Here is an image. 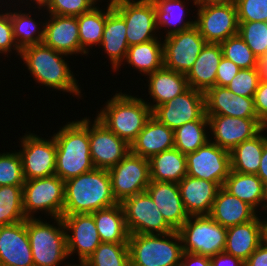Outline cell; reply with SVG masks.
<instances>
[{
  "instance_id": "obj_26",
  "label": "cell",
  "mask_w": 267,
  "mask_h": 266,
  "mask_svg": "<svg viewBox=\"0 0 267 266\" xmlns=\"http://www.w3.org/2000/svg\"><path fill=\"white\" fill-rule=\"evenodd\" d=\"M99 47H102L111 61V68L116 72L122 66L129 48L126 37L124 18L108 2V16L103 30V37Z\"/></svg>"
},
{
  "instance_id": "obj_22",
  "label": "cell",
  "mask_w": 267,
  "mask_h": 266,
  "mask_svg": "<svg viewBox=\"0 0 267 266\" xmlns=\"http://www.w3.org/2000/svg\"><path fill=\"white\" fill-rule=\"evenodd\" d=\"M206 115L258 118L254 97L236 95L227 87L214 86L205 93Z\"/></svg>"
},
{
  "instance_id": "obj_2",
  "label": "cell",
  "mask_w": 267,
  "mask_h": 266,
  "mask_svg": "<svg viewBox=\"0 0 267 266\" xmlns=\"http://www.w3.org/2000/svg\"><path fill=\"white\" fill-rule=\"evenodd\" d=\"M109 171L94 168L65 181L62 215L93 213L116 205Z\"/></svg>"
},
{
  "instance_id": "obj_5",
  "label": "cell",
  "mask_w": 267,
  "mask_h": 266,
  "mask_svg": "<svg viewBox=\"0 0 267 266\" xmlns=\"http://www.w3.org/2000/svg\"><path fill=\"white\" fill-rule=\"evenodd\" d=\"M130 266H180L182 242L177 230L166 234H132L128 240Z\"/></svg>"
},
{
  "instance_id": "obj_17",
  "label": "cell",
  "mask_w": 267,
  "mask_h": 266,
  "mask_svg": "<svg viewBox=\"0 0 267 266\" xmlns=\"http://www.w3.org/2000/svg\"><path fill=\"white\" fill-rule=\"evenodd\" d=\"M210 141L231 151L243 141L249 140L266 127L258 118H241L225 115H207ZM213 139V140H212Z\"/></svg>"
},
{
  "instance_id": "obj_7",
  "label": "cell",
  "mask_w": 267,
  "mask_h": 266,
  "mask_svg": "<svg viewBox=\"0 0 267 266\" xmlns=\"http://www.w3.org/2000/svg\"><path fill=\"white\" fill-rule=\"evenodd\" d=\"M177 232L183 252L212 257L225 250L227 228L209 215L189 216Z\"/></svg>"
},
{
  "instance_id": "obj_23",
  "label": "cell",
  "mask_w": 267,
  "mask_h": 266,
  "mask_svg": "<svg viewBox=\"0 0 267 266\" xmlns=\"http://www.w3.org/2000/svg\"><path fill=\"white\" fill-rule=\"evenodd\" d=\"M146 192L174 230H178L188 219L177 183L150 181Z\"/></svg>"
},
{
  "instance_id": "obj_20",
  "label": "cell",
  "mask_w": 267,
  "mask_h": 266,
  "mask_svg": "<svg viewBox=\"0 0 267 266\" xmlns=\"http://www.w3.org/2000/svg\"><path fill=\"white\" fill-rule=\"evenodd\" d=\"M0 266H34L26 220L0 226Z\"/></svg>"
},
{
  "instance_id": "obj_53",
  "label": "cell",
  "mask_w": 267,
  "mask_h": 266,
  "mask_svg": "<svg viewBox=\"0 0 267 266\" xmlns=\"http://www.w3.org/2000/svg\"><path fill=\"white\" fill-rule=\"evenodd\" d=\"M180 266H211L210 257L183 252Z\"/></svg>"
},
{
  "instance_id": "obj_55",
  "label": "cell",
  "mask_w": 267,
  "mask_h": 266,
  "mask_svg": "<svg viewBox=\"0 0 267 266\" xmlns=\"http://www.w3.org/2000/svg\"><path fill=\"white\" fill-rule=\"evenodd\" d=\"M235 0H194L195 6H204L207 4L231 3Z\"/></svg>"
},
{
  "instance_id": "obj_37",
  "label": "cell",
  "mask_w": 267,
  "mask_h": 266,
  "mask_svg": "<svg viewBox=\"0 0 267 266\" xmlns=\"http://www.w3.org/2000/svg\"><path fill=\"white\" fill-rule=\"evenodd\" d=\"M107 16L108 4L106 11L95 6L91 11L77 16L80 54L88 55L92 46H100Z\"/></svg>"
},
{
  "instance_id": "obj_44",
  "label": "cell",
  "mask_w": 267,
  "mask_h": 266,
  "mask_svg": "<svg viewBox=\"0 0 267 266\" xmlns=\"http://www.w3.org/2000/svg\"><path fill=\"white\" fill-rule=\"evenodd\" d=\"M96 4L98 0H44L42 4H34V9H44L47 14L59 16H79L91 11Z\"/></svg>"
},
{
  "instance_id": "obj_61",
  "label": "cell",
  "mask_w": 267,
  "mask_h": 266,
  "mask_svg": "<svg viewBox=\"0 0 267 266\" xmlns=\"http://www.w3.org/2000/svg\"><path fill=\"white\" fill-rule=\"evenodd\" d=\"M99 2L101 1V0H98ZM109 1V3H113V2H115V1H119V0H108Z\"/></svg>"
},
{
  "instance_id": "obj_52",
  "label": "cell",
  "mask_w": 267,
  "mask_h": 266,
  "mask_svg": "<svg viewBox=\"0 0 267 266\" xmlns=\"http://www.w3.org/2000/svg\"><path fill=\"white\" fill-rule=\"evenodd\" d=\"M211 266H244V262L225 251L210 257Z\"/></svg>"
},
{
  "instance_id": "obj_10",
  "label": "cell",
  "mask_w": 267,
  "mask_h": 266,
  "mask_svg": "<svg viewBox=\"0 0 267 266\" xmlns=\"http://www.w3.org/2000/svg\"><path fill=\"white\" fill-rule=\"evenodd\" d=\"M121 205L130 235L166 234L174 231L146 191L124 199Z\"/></svg>"
},
{
  "instance_id": "obj_30",
  "label": "cell",
  "mask_w": 267,
  "mask_h": 266,
  "mask_svg": "<svg viewBox=\"0 0 267 266\" xmlns=\"http://www.w3.org/2000/svg\"><path fill=\"white\" fill-rule=\"evenodd\" d=\"M223 52L220 43H206L186 74L188 86L206 92L215 86L217 69Z\"/></svg>"
},
{
  "instance_id": "obj_32",
  "label": "cell",
  "mask_w": 267,
  "mask_h": 266,
  "mask_svg": "<svg viewBox=\"0 0 267 266\" xmlns=\"http://www.w3.org/2000/svg\"><path fill=\"white\" fill-rule=\"evenodd\" d=\"M148 160L151 181L178 184L187 175L186 155L176 148L158 153Z\"/></svg>"
},
{
  "instance_id": "obj_9",
  "label": "cell",
  "mask_w": 267,
  "mask_h": 266,
  "mask_svg": "<svg viewBox=\"0 0 267 266\" xmlns=\"http://www.w3.org/2000/svg\"><path fill=\"white\" fill-rule=\"evenodd\" d=\"M112 6L125 20L129 47L159 38L153 0H119Z\"/></svg>"
},
{
  "instance_id": "obj_29",
  "label": "cell",
  "mask_w": 267,
  "mask_h": 266,
  "mask_svg": "<svg viewBox=\"0 0 267 266\" xmlns=\"http://www.w3.org/2000/svg\"><path fill=\"white\" fill-rule=\"evenodd\" d=\"M148 94L152 102H146L153 111L167 101L185 92L189 86L185 74L170 70L164 66L148 74ZM155 103V104H154Z\"/></svg>"
},
{
  "instance_id": "obj_46",
  "label": "cell",
  "mask_w": 267,
  "mask_h": 266,
  "mask_svg": "<svg viewBox=\"0 0 267 266\" xmlns=\"http://www.w3.org/2000/svg\"><path fill=\"white\" fill-rule=\"evenodd\" d=\"M261 80L260 68L240 69L227 88L244 97H254Z\"/></svg>"
},
{
  "instance_id": "obj_12",
  "label": "cell",
  "mask_w": 267,
  "mask_h": 266,
  "mask_svg": "<svg viewBox=\"0 0 267 266\" xmlns=\"http://www.w3.org/2000/svg\"><path fill=\"white\" fill-rule=\"evenodd\" d=\"M108 171L112 193L118 203L145 192L151 181L149 160L131 152Z\"/></svg>"
},
{
  "instance_id": "obj_4",
  "label": "cell",
  "mask_w": 267,
  "mask_h": 266,
  "mask_svg": "<svg viewBox=\"0 0 267 266\" xmlns=\"http://www.w3.org/2000/svg\"><path fill=\"white\" fill-rule=\"evenodd\" d=\"M98 112L96 118L129 145L152 116L146 100L121 91L107 100Z\"/></svg>"
},
{
  "instance_id": "obj_42",
  "label": "cell",
  "mask_w": 267,
  "mask_h": 266,
  "mask_svg": "<svg viewBox=\"0 0 267 266\" xmlns=\"http://www.w3.org/2000/svg\"><path fill=\"white\" fill-rule=\"evenodd\" d=\"M223 57L241 69L259 68V58L247 46L239 34L220 43Z\"/></svg>"
},
{
  "instance_id": "obj_58",
  "label": "cell",
  "mask_w": 267,
  "mask_h": 266,
  "mask_svg": "<svg viewBox=\"0 0 267 266\" xmlns=\"http://www.w3.org/2000/svg\"><path fill=\"white\" fill-rule=\"evenodd\" d=\"M260 209L264 210L265 212L267 211V188H265L264 201H263V205ZM265 214H267V212Z\"/></svg>"
},
{
  "instance_id": "obj_49",
  "label": "cell",
  "mask_w": 267,
  "mask_h": 266,
  "mask_svg": "<svg viewBox=\"0 0 267 266\" xmlns=\"http://www.w3.org/2000/svg\"><path fill=\"white\" fill-rule=\"evenodd\" d=\"M240 69L231 60L222 57L217 69L215 86L227 87Z\"/></svg>"
},
{
  "instance_id": "obj_35",
  "label": "cell",
  "mask_w": 267,
  "mask_h": 266,
  "mask_svg": "<svg viewBox=\"0 0 267 266\" xmlns=\"http://www.w3.org/2000/svg\"><path fill=\"white\" fill-rule=\"evenodd\" d=\"M157 38L149 42L132 45L128 48L124 63L132 66L143 73L144 76L153 73L154 71L164 66L163 59V41Z\"/></svg>"
},
{
  "instance_id": "obj_39",
  "label": "cell",
  "mask_w": 267,
  "mask_h": 266,
  "mask_svg": "<svg viewBox=\"0 0 267 266\" xmlns=\"http://www.w3.org/2000/svg\"><path fill=\"white\" fill-rule=\"evenodd\" d=\"M22 12V10L18 11L17 9L12 12L10 10L13 35L18 47L22 49L29 45L43 43L45 22L43 21L42 23L41 21H35V19L31 17L32 14H30V11L28 13Z\"/></svg>"
},
{
  "instance_id": "obj_8",
  "label": "cell",
  "mask_w": 267,
  "mask_h": 266,
  "mask_svg": "<svg viewBox=\"0 0 267 266\" xmlns=\"http://www.w3.org/2000/svg\"><path fill=\"white\" fill-rule=\"evenodd\" d=\"M65 182L57 175L25 180L23 185V210L26 219L35 218L41 211L51 219L62 217L64 207Z\"/></svg>"
},
{
  "instance_id": "obj_1",
  "label": "cell",
  "mask_w": 267,
  "mask_h": 266,
  "mask_svg": "<svg viewBox=\"0 0 267 266\" xmlns=\"http://www.w3.org/2000/svg\"><path fill=\"white\" fill-rule=\"evenodd\" d=\"M56 143L57 175L64 182L93 170L90 142L89 117L69 121L53 134Z\"/></svg>"
},
{
  "instance_id": "obj_3",
  "label": "cell",
  "mask_w": 267,
  "mask_h": 266,
  "mask_svg": "<svg viewBox=\"0 0 267 266\" xmlns=\"http://www.w3.org/2000/svg\"><path fill=\"white\" fill-rule=\"evenodd\" d=\"M64 53L55 51L44 43L29 45L21 49L20 58L36 83L58 91L69 92L72 96L82 97L81 88L70 70Z\"/></svg>"
},
{
  "instance_id": "obj_45",
  "label": "cell",
  "mask_w": 267,
  "mask_h": 266,
  "mask_svg": "<svg viewBox=\"0 0 267 266\" xmlns=\"http://www.w3.org/2000/svg\"><path fill=\"white\" fill-rule=\"evenodd\" d=\"M22 160L19 152L0 153V186H23Z\"/></svg>"
},
{
  "instance_id": "obj_31",
  "label": "cell",
  "mask_w": 267,
  "mask_h": 266,
  "mask_svg": "<svg viewBox=\"0 0 267 266\" xmlns=\"http://www.w3.org/2000/svg\"><path fill=\"white\" fill-rule=\"evenodd\" d=\"M102 243H128L129 232L121 203L91 213Z\"/></svg>"
},
{
  "instance_id": "obj_50",
  "label": "cell",
  "mask_w": 267,
  "mask_h": 266,
  "mask_svg": "<svg viewBox=\"0 0 267 266\" xmlns=\"http://www.w3.org/2000/svg\"><path fill=\"white\" fill-rule=\"evenodd\" d=\"M254 107L258 119L267 127V79H261L254 95Z\"/></svg>"
},
{
  "instance_id": "obj_18",
  "label": "cell",
  "mask_w": 267,
  "mask_h": 266,
  "mask_svg": "<svg viewBox=\"0 0 267 266\" xmlns=\"http://www.w3.org/2000/svg\"><path fill=\"white\" fill-rule=\"evenodd\" d=\"M90 120L89 142L93 165L95 168L109 170L130 152V145L97 118L93 122Z\"/></svg>"
},
{
  "instance_id": "obj_27",
  "label": "cell",
  "mask_w": 267,
  "mask_h": 266,
  "mask_svg": "<svg viewBox=\"0 0 267 266\" xmlns=\"http://www.w3.org/2000/svg\"><path fill=\"white\" fill-rule=\"evenodd\" d=\"M256 216L244 224L227 228L225 252L245 262L264 241L263 221Z\"/></svg>"
},
{
  "instance_id": "obj_51",
  "label": "cell",
  "mask_w": 267,
  "mask_h": 266,
  "mask_svg": "<svg viewBox=\"0 0 267 266\" xmlns=\"http://www.w3.org/2000/svg\"><path fill=\"white\" fill-rule=\"evenodd\" d=\"M244 266H267V243L265 241L244 262Z\"/></svg>"
},
{
  "instance_id": "obj_34",
  "label": "cell",
  "mask_w": 267,
  "mask_h": 266,
  "mask_svg": "<svg viewBox=\"0 0 267 266\" xmlns=\"http://www.w3.org/2000/svg\"><path fill=\"white\" fill-rule=\"evenodd\" d=\"M222 187L231 195L247 202L256 211L263 205L265 189L262 180L256 174L231 170Z\"/></svg>"
},
{
  "instance_id": "obj_13",
  "label": "cell",
  "mask_w": 267,
  "mask_h": 266,
  "mask_svg": "<svg viewBox=\"0 0 267 266\" xmlns=\"http://www.w3.org/2000/svg\"><path fill=\"white\" fill-rule=\"evenodd\" d=\"M195 26L207 43H221L238 34L234 2L196 6Z\"/></svg>"
},
{
  "instance_id": "obj_15",
  "label": "cell",
  "mask_w": 267,
  "mask_h": 266,
  "mask_svg": "<svg viewBox=\"0 0 267 266\" xmlns=\"http://www.w3.org/2000/svg\"><path fill=\"white\" fill-rule=\"evenodd\" d=\"M187 175L215 182L222 187L231 171L230 151L210 140L196 151L186 154Z\"/></svg>"
},
{
  "instance_id": "obj_43",
  "label": "cell",
  "mask_w": 267,
  "mask_h": 266,
  "mask_svg": "<svg viewBox=\"0 0 267 266\" xmlns=\"http://www.w3.org/2000/svg\"><path fill=\"white\" fill-rule=\"evenodd\" d=\"M238 34L259 58L267 55V22H238Z\"/></svg>"
},
{
  "instance_id": "obj_21",
  "label": "cell",
  "mask_w": 267,
  "mask_h": 266,
  "mask_svg": "<svg viewBox=\"0 0 267 266\" xmlns=\"http://www.w3.org/2000/svg\"><path fill=\"white\" fill-rule=\"evenodd\" d=\"M48 15V18L46 17L44 20L43 43L66 55H79L80 40L77 16Z\"/></svg>"
},
{
  "instance_id": "obj_57",
  "label": "cell",
  "mask_w": 267,
  "mask_h": 266,
  "mask_svg": "<svg viewBox=\"0 0 267 266\" xmlns=\"http://www.w3.org/2000/svg\"><path fill=\"white\" fill-rule=\"evenodd\" d=\"M263 220V238L264 241L267 243V219H262Z\"/></svg>"
},
{
  "instance_id": "obj_48",
  "label": "cell",
  "mask_w": 267,
  "mask_h": 266,
  "mask_svg": "<svg viewBox=\"0 0 267 266\" xmlns=\"http://www.w3.org/2000/svg\"><path fill=\"white\" fill-rule=\"evenodd\" d=\"M6 10L7 8L4 9L5 13L0 11V54H4L6 55L4 57H7L8 53L11 54L12 50H15L20 56L21 49L14 39L10 10Z\"/></svg>"
},
{
  "instance_id": "obj_36",
  "label": "cell",
  "mask_w": 267,
  "mask_h": 266,
  "mask_svg": "<svg viewBox=\"0 0 267 266\" xmlns=\"http://www.w3.org/2000/svg\"><path fill=\"white\" fill-rule=\"evenodd\" d=\"M185 0H153L155 3V17L158 30L165 27L166 35L190 29L195 26V19L185 20V12L188 11ZM186 11H185V9ZM184 18V19H183ZM163 26V27H162ZM175 26V27H174ZM167 27L169 29H167Z\"/></svg>"
},
{
  "instance_id": "obj_33",
  "label": "cell",
  "mask_w": 267,
  "mask_h": 266,
  "mask_svg": "<svg viewBox=\"0 0 267 266\" xmlns=\"http://www.w3.org/2000/svg\"><path fill=\"white\" fill-rule=\"evenodd\" d=\"M266 129L267 127H264L253 138L243 141L230 151L231 170L245 174H257L264 145L267 143Z\"/></svg>"
},
{
  "instance_id": "obj_41",
  "label": "cell",
  "mask_w": 267,
  "mask_h": 266,
  "mask_svg": "<svg viewBox=\"0 0 267 266\" xmlns=\"http://www.w3.org/2000/svg\"><path fill=\"white\" fill-rule=\"evenodd\" d=\"M83 264L85 266H130L128 243H101Z\"/></svg>"
},
{
  "instance_id": "obj_28",
  "label": "cell",
  "mask_w": 267,
  "mask_h": 266,
  "mask_svg": "<svg viewBox=\"0 0 267 266\" xmlns=\"http://www.w3.org/2000/svg\"><path fill=\"white\" fill-rule=\"evenodd\" d=\"M257 213V214H256ZM258 215L252 206L220 187L209 216L223 227L244 224Z\"/></svg>"
},
{
  "instance_id": "obj_19",
  "label": "cell",
  "mask_w": 267,
  "mask_h": 266,
  "mask_svg": "<svg viewBox=\"0 0 267 266\" xmlns=\"http://www.w3.org/2000/svg\"><path fill=\"white\" fill-rule=\"evenodd\" d=\"M66 229L67 254L77 253L79 263L84 261L102 243L92 214L62 215Z\"/></svg>"
},
{
  "instance_id": "obj_54",
  "label": "cell",
  "mask_w": 267,
  "mask_h": 266,
  "mask_svg": "<svg viewBox=\"0 0 267 266\" xmlns=\"http://www.w3.org/2000/svg\"><path fill=\"white\" fill-rule=\"evenodd\" d=\"M256 175L262 180L264 189L267 188V143L264 145L260 166Z\"/></svg>"
},
{
  "instance_id": "obj_6",
  "label": "cell",
  "mask_w": 267,
  "mask_h": 266,
  "mask_svg": "<svg viewBox=\"0 0 267 266\" xmlns=\"http://www.w3.org/2000/svg\"><path fill=\"white\" fill-rule=\"evenodd\" d=\"M53 220L56 226L36 217L26 219L34 266H59L68 259L63 219Z\"/></svg>"
},
{
  "instance_id": "obj_59",
  "label": "cell",
  "mask_w": 267,
  "mask_h": 266,
  "mask_svg": "<svg viewBox=\"0 0 267 266\" xmlns=\"http://www.w3.org/2000/svg\"><path fill=\"white\" fill-rule=\"evenodd\" d=\"M20 0H18V2H19ZM22 1V0H21ZM28 3H29V1H31L33 4L35 3V4H42V2L44 1V0H26Z\"/></svg>"
},
{
  "instance_id": "obj_60",
  "label": "cell",
  "mask_w": 267,
  "mask_h": 266,
  "mask_svg": "<svg viewBox=\"0 0 267 266\" xmlns=\"http://www.w3.org/2000/svg\"><path fill=\"white\" fill-rule=\"evenodd\" d=\"M65 266H85V265L84 264H75V265L73 264L72 265V264L69 263V264H65Z\"/></svg>"
},
{
  "instance_id": "obj_40",
  "label": "cell",
  "mask_w": 267,
  "mask_h": 266,
  "mask_svg": "<svg viewBox=\"0 0 267 266\" xmlns=\"http://www.w3.org/2000/svg\"><path fill=\"white\" fill-rule=\"evenodd\" d=\"M22 195L23 186H0V226L26 220Z\"/></svg>"
},
{
  "instance_id": "obj_56",
  "label": "cell",
  "mask_w": 267,
  "mask_h": 266,
  "mask_svg": "<svg viewBox=\"0 0 267 266\" xmlns=\"http://www.w3.org/2000/svg\"><path fill=\"white\" fill-rule=\"evenodd\" d=\"M259 68L261 72V79H267V55L260 59Z\"/></svg>"
},
{
  "instance_id": "obj_38",
  "label": "cell",
  "mask_w": 267,
  "mask_h": 266,
  "mask_svg": "<svg viewBox=\"0 0 267 266\" xmlns=\"http://www.w3.org/2000/svg\"><path fill=\"white\" fill-rule=\"evenodd\" d=\"M207 129L209 130V121L206 114L199 120L187 122L176 128L174 148L185 155L196 151L210 140V132Z\"/></svg>"
},
{
  "instance_id": "obj_47",
  "label": "cell",
  "mask_w": 267,
  "mask_h": 266,
  "mask_svg": "<svg viewBox=\"0 0 267 266\" xmlns=\"http://www.w3.org/2000/svg\"><path fill=\"white\" fill-rule=\"evenodd\" d=\"M238 22H267V0H235Z\"/></svg>"
},
{
  "instance_id": "obj_16",
  "label": "cell",
  "mask_w": 267,
  "mask_h": 266,
  "mask_svg": "<svg viewBox=\"0 0 267 266\" xmlns=\"http://www.w3.org/2000/svg\"><path fill=\"white\" fill-rule=\"evenodd\" d=\"M206 114L204 92L188 88L181 95L157 106L152 116L172 130L187 122L201 119Z\"/></svg>"
},
{
  "instance_id": "obj_11",
  "label": "cell",
  "mask_w": 267,
  "mask_h": 266,
  "mask_svg": "<svg viewBox=\"0 0 267 266\" xmlns=\"http://www.w3.org/2000/svg\"><path fill=\"white\" fill-rule=\"evenodd\" d=\"M29 132L19 138L22 149L18 152L25 180L55 175L57 148L54 137L44 139Z\"/></svg>"
},
{
  "instance_id": "obj_24",
  "label": "cell",
  "mask_w": 267,
  "mask_h": 266,
  "mask_svg": "<svg viewBox=\"0 0 267 266\" xmlns=\"http://www.w3.org/2000/svg\"><path fill=\"white\" fill-rule=\"evenodd\" d=\"M180 196L189 216L209 215L219 186L186 175L179 183Z\"/></svg>"
},
{
  "instance_id": "obj_25",
  "label": "cell",
  "mask_w": 267,
  "mask_h": 266,
  "mask_svg": "<svg viewBox=\"0 0 267 266\" xmlns=\"http://www.w3.org/2000/svg\"><path fill=\"white\" fill-rule=\"evenodd\" d=\"M172 148H174V130L151 116L131 143L130 152L150 159L152 156Z\"/></svg>"
},
{
  "instance_id": "obj_14",
  "label": "cell",
  "mask_w": 267,
  "mask_h": 266,
  "mask_svg": "<svg viewBox=\"0 0 267 266\" xmlns=\"http://www.w3.org/2000/svg\"><path fill=\"white\" fill-rule=\"evenodd\" d=\"M163 37L164 67L186 75L207 42L196 26Z\"/></svg>"
}]
</instances>
